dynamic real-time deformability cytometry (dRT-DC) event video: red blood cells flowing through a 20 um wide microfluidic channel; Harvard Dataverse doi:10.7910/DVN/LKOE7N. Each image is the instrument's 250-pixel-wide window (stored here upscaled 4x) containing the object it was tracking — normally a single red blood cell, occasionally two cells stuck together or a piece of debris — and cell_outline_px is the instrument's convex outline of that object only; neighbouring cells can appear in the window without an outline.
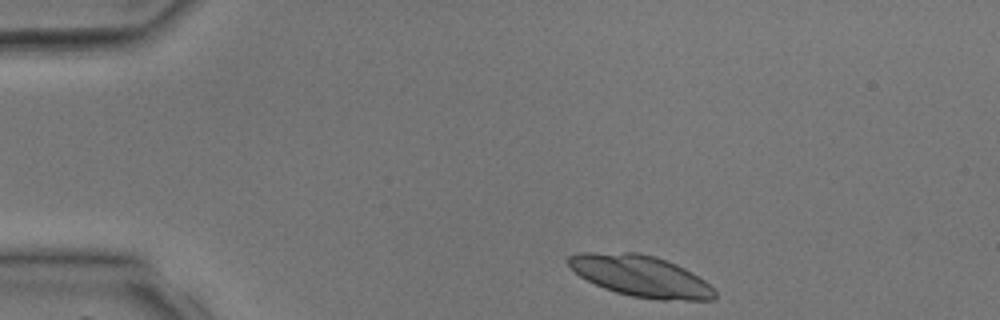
{"species": "common noctule bat (a hibernating species)", "species_latin": "Nyctalus noctula", "temperature_condition": "room temperature", "stored_images_in_passage": 9, "camera_frame_rate_fps": 3000, "um_per_image_px": 0.085, "animal": {"sex": "male", "body_mass_g": 17.9, "forearm_length_mm": 54.2}, "frame": {"image": 1, "passage_image": 1, "time_ms": 0.0, "image_size_px": [1000, 320], "cell_outline_px": [[716, 296], [712, 300], [660, 300], [632, 296], [616, 292], [604, 288], [580, 276], [568, 264], [568, 256], [576, 252], [640, 252], [656, 256], [676, 264], [692, 272], [704, 280], [716, 292]], "centroid_in_image_um": [54.46, 23.45], "position_along_channel_um": 30.5, "area_um2": 35.2}}